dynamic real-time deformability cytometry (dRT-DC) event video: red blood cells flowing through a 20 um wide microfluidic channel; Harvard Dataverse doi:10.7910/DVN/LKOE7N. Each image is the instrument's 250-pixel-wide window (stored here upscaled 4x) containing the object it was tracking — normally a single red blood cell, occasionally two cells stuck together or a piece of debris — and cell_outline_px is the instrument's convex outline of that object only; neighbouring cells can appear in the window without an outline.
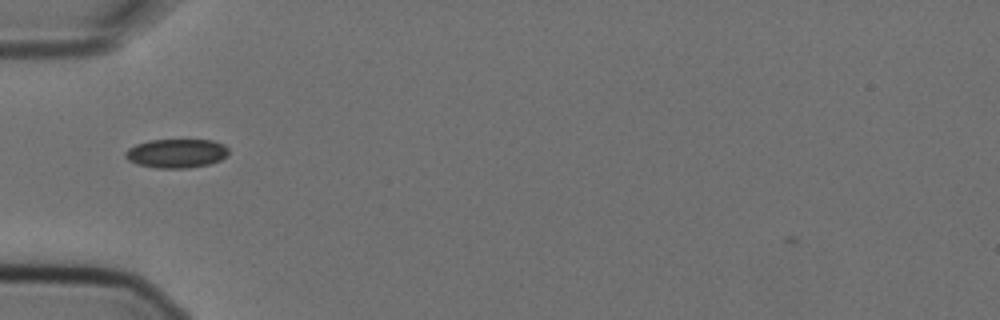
{"species": "Egyptian fruit bat (a non-hibernating species)", "species_latin": "Rousettus aegyptiacus", "temperature_condition": "cold", "stored_images_in_passage": 1, "camera_frame_rate_fps": 3000, "um_per_image_px": 0.085, "animal": {"sex": "female"}, "frame": {"image": 1, "passage_image": 1, "time_ms": 0.0, "image_size_px": [1000, 320], "cell_outline_px": [[228, 156], [220, 160], [208, 164], [188, 168], [156, 168], [136, 164], [128, 160], [124, 156], [124, 152], [128, 148], [136, 144], [148, 140], [212, 140], [224, 144], [228, 148]], "centroid_in_image_um": [14.98, 13.03], "position_along_channel_um": 70.0, "area_um2": 17.57}}